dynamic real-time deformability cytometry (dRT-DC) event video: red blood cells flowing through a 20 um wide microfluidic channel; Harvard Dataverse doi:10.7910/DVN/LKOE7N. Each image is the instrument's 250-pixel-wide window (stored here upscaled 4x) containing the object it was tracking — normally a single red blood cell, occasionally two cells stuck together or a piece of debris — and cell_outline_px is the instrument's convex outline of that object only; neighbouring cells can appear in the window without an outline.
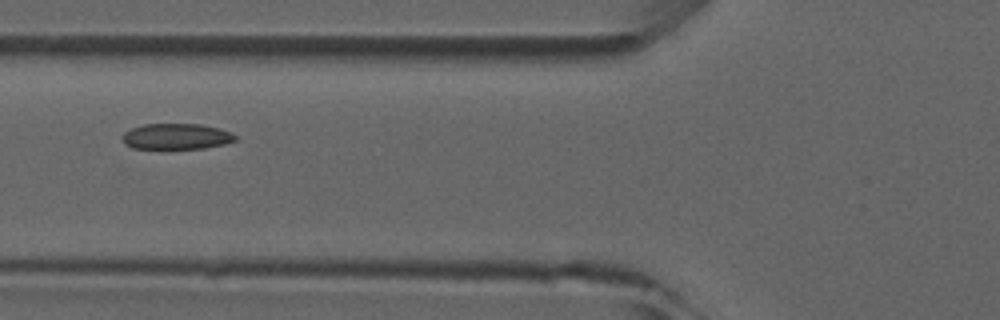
{"species": "common noctule bat (a hibernating species)", "species_latin": "Nyctalus noctula", "temperature_condition": "room temperature", "stored_images_in_passage": 7, "camera_frame_rate_fps": 3000, "um_per_image_px": 0.085, "animal": {"sex": "male", "forearm_length_mm": 52.5}, "frame": {"image": 1, "passage_image": 6, "time_ms": 5.667, "image_size_px": [1000, 320], "cell_outline_px": [[236, 140], [224, 144], [204, 148], [132, 148], [124, 144], [120, 136], [124, 132], [132, 128], [144, 124], [200, 124], [220, 128], [232, 132], [236, 136]], "centroid_in_image_um": [14.98, 11.59], "position_along_channel_um": 110.8, "area_um2": 17.05}}
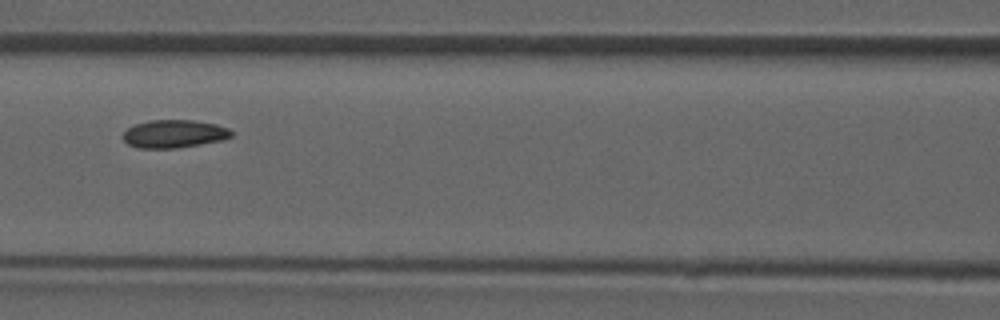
{"frame": {"image": 2, "passage_image": 7, "time_ms": 6.667, "image_size_px": [1000, 320], "cell_outline_px": [[232, 136], [224, 140], [176, 148], [140, 148], [128, 144], [124, 140], [124, 132], [128, 128], [136, 124], [148, 120], [192, 120], [216, 124], [228, 128], [232, 132]], "centroid_in_image_um": [14.82, 11.37], "position_along_channel_um": 151.8, "area_um2": 17.57}}